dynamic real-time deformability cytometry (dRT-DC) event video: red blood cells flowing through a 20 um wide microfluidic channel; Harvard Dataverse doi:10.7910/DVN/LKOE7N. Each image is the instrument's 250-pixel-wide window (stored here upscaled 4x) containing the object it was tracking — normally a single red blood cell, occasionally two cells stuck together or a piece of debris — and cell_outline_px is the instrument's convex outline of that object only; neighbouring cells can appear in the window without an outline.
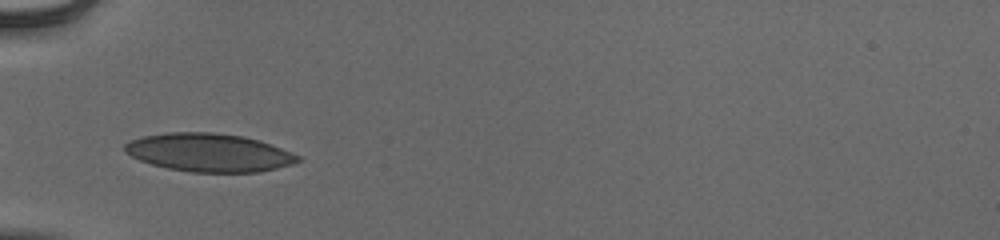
{"species": "human", "species_latin": "Homo sapiens", "temperature_condition": "cold", "stored_images_in_passage": 35, "camera_frame_rate_fps": 3000, "um_per_image_px": 0.085, "donor": {"sex": "male"}, "frame": {"image": 1, "passage_image": 1, "time_ms": 0.0, "image_size_px": [1000, 240], "cell_outline_px": [[300, 160], [292, 164], [260, 172], [192, 172], [168, 168], [152, 164], [140, 160], [124, 152], [124, 144], [140, 136], [168, 132], [212, 132], [244, 136], [260, 140], [292, 152], [300, 156]], "centroid_in_image_um": [17.76, 12.96], "position_along_channel_um": 67.2, "area_um2": 38.61}}
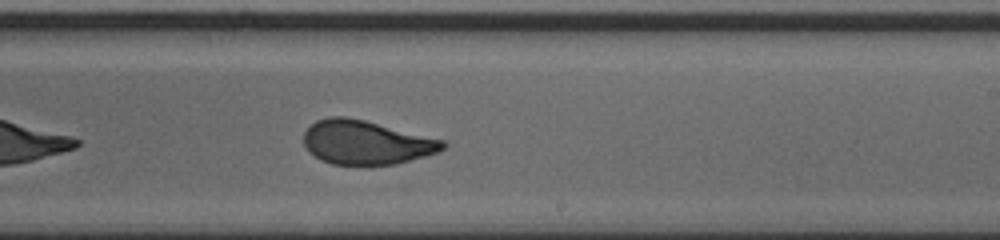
{"frame": {"image": 2, "passage_image": 16, "time_ms": 5.0, "image_size_px": [1000, 240], "cell_outline_px": [[448, 144], [444, 148], [436, 152], [424, 156], [396, 164], [332, 164], [320, 160], [308, 152], [304, 144], [304, 132], [316, 120], [328, 116], [344, 116], [364, 120], [444, 140]], "centroid_in_image_um": [31.09, 12.1], "position_along_channel_um": 257.9, "area_um2": 35.43}}
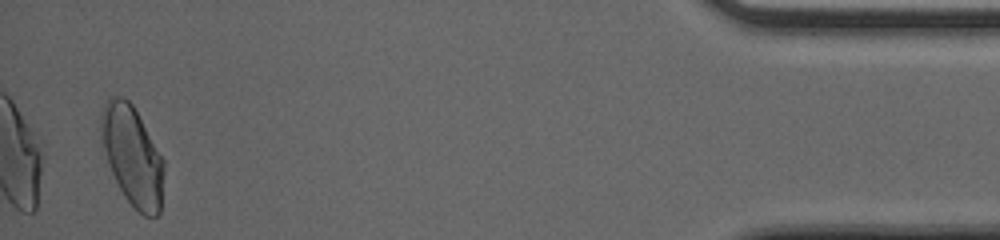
{"frame": {"image": 3, "passage_image": 34, "time_ms": 11.0, "image_size_px": [1000, 240], "cell_outline_px": [[164, 164], [160, 212], [156, 216], [144, 216], [124, 196], [112, 172], [100, 140], [100, 112], [108, 96], [120, 96], [128, 100], [132, 104], [164, 160]], "centroid_in_image_um": [11.22, 13.2], "position_along_channel_um": 424.0, "area_um2": 36.13}, "authors_computed_cell_mechanics": {"area_um2": 36.3562, "velocity_mm_per_s": 3.9107, "shape_relaxation_time_tau1_ms": 5.3681, "shape_relaxation_time_tau2_ms": 0.6614, "deformation_change_tau1": 0.1555, "deformation_change_tau2": 0.0598}}